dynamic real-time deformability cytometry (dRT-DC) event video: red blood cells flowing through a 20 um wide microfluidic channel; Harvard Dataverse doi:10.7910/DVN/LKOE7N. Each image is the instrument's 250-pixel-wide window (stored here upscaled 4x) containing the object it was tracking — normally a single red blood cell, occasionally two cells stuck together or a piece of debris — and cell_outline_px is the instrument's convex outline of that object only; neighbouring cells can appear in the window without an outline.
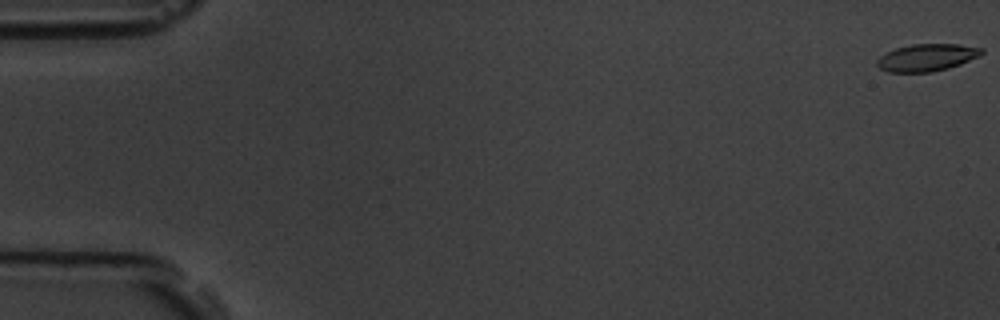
{"species": "common noctule bat (a hibernating species)", "species_latin": "Nyctalus noctula", "temperature_condition": "room temperature", "stored_images_in_passage": 6, "camera_frame_rate_fps": 3000, "um_per_image_px": 0.085, "animal": {"sex": "male", "body_mass_g": 19.5, "forearm_length_mm": 54.6}, "frame": {"image": 1, "passage_image": 1, "time_ms": 0.0, "image_size_px": [1000, 320], "cell_outline_px": [[984, 52], [980, 56], [960, 64], [948, 68], [932, 72], [888, 72], [880, 68], [876, 64], [876, 60], [880, 56], [896, 48], [912, 44], [960, 44], [984, 48]], "centroid_in_image_um": [78.81, 4.88], "position_along_channel_um": 6.2, "area_um2": 16.65}}
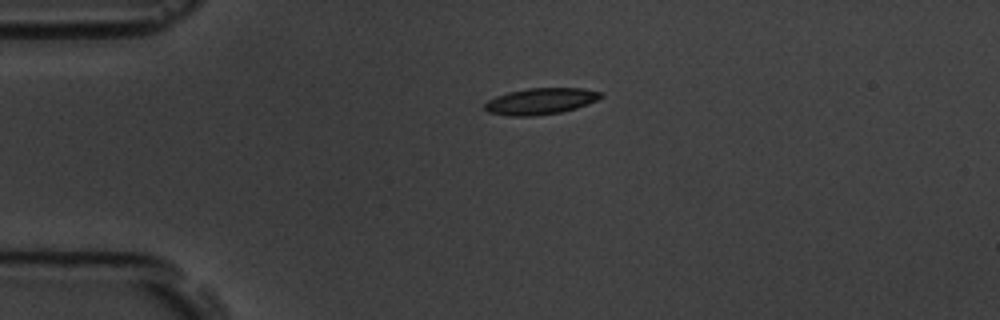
{"frame": {"image": 2, "passage_image": 5, "time_ms": 4.333, "image_size_px": [1000, 320], "cell_outline_px": [[604, 96], [588, 104], [576, 108], [560, 112], [532, 116], [508, 116], [488, 112], [484, 108], [484, 104], [488, 100], [496, 96], [508, 92], [528, 88], [584, 88], [604, 92]], "centroid_in_image_um": [45.97, 8.6], "position_along_channel_um": 39.0, "area_um2": 17.92}}